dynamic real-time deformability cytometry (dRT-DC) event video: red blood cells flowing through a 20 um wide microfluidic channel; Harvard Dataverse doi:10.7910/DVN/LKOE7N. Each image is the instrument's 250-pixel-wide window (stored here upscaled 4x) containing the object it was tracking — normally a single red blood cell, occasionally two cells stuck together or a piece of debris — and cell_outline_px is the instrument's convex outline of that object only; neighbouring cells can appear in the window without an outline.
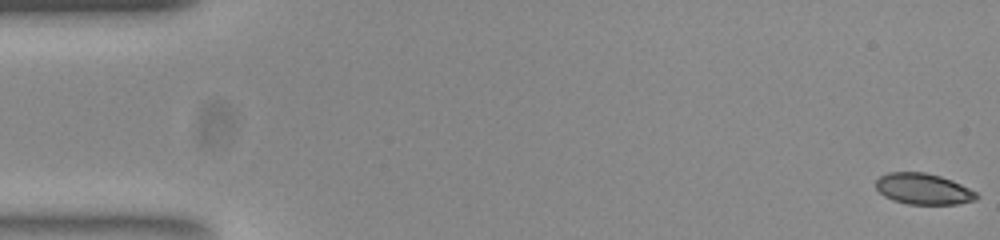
{"species": "common noctule bat (a hibernating species)", "species_latin": "Nyctalus noctula", "temperature_condition": "room temperature", "stored_images_in_passage": 53, "camera_frame_rate_fps": 3000, "um_per_image_px": 0.085, "animal": {"sex": "female", "body_mass_g": 23.0, "forearm_length_mm": 53.4}, "frame": {"image": 1, "passage_image": 1, "time_ms": 0.0, "image_size_px": [1000, 240], "cell_outline_px": [[980, 196], [976, 200], [956, 204], [908, 204], [892, 200], [884, 196], [876, 188], [876, 180], [880, 176], [888, 172], [924, 172], [940, 176], [952, 180], [976, 192]], "centroid_in_image_um": [78.48, 16.06], "position_along_channel_um": 6.5, "area_um2": 18.21}}
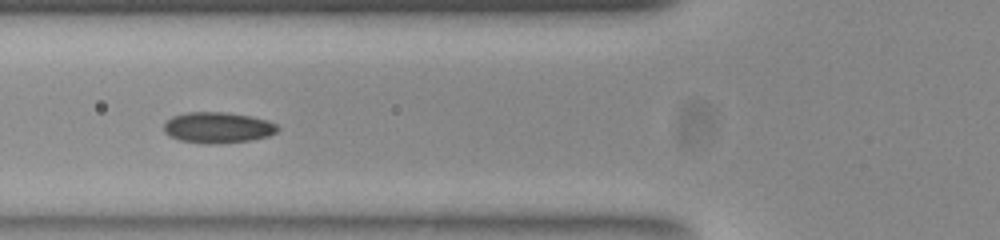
{"frame": {"image": 2, "passage_image": 20, "time_ms": 6.333, "image_size_px": [1000, 240], "cell_outline_px": [[280, 128], [276, 132], [268, 136], [248, 140], [212, 144], [208, 144], [180, 140], [164, 132], [164, 124], [172, 116], [188, 112], [224, 112], [248, 116], [268, 120], [276, 124]], "centroid_in_image_um": [18.51, 10.84], "position_along_channel_um": 107.3, "area_um2": 20.23}}
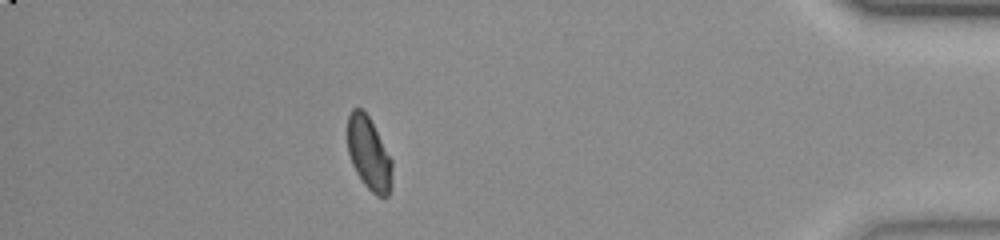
{"frame": {"image": 3, "passage_image": 47, "time_ms": 15.333, "image_size_px": [1000, 240], "cell_outline_px": [[392, 188], [388, 196], [376, 196], [364, 184], [356, 172], [352, 164], [348, 152], [348, 116], [352, 108], [360, 108], [368, 116], [392, 160]], "centroid_in_image_um": [31.36, 13.09], "position_along_channel_um": 403.8, "area_um2": 18.84}, "authors_computed_cell_mechanics": {"area_um2": 19.4208, "velocity_mm_per_s": 3.8555, "shape_relaxation_time_tau1_ms": 6.0546, "shape_relaxation_time_tau2_ms": 1.6986, "deformation_change_tau1": 0.129, "deformation_change_tau2": 0.0494}}